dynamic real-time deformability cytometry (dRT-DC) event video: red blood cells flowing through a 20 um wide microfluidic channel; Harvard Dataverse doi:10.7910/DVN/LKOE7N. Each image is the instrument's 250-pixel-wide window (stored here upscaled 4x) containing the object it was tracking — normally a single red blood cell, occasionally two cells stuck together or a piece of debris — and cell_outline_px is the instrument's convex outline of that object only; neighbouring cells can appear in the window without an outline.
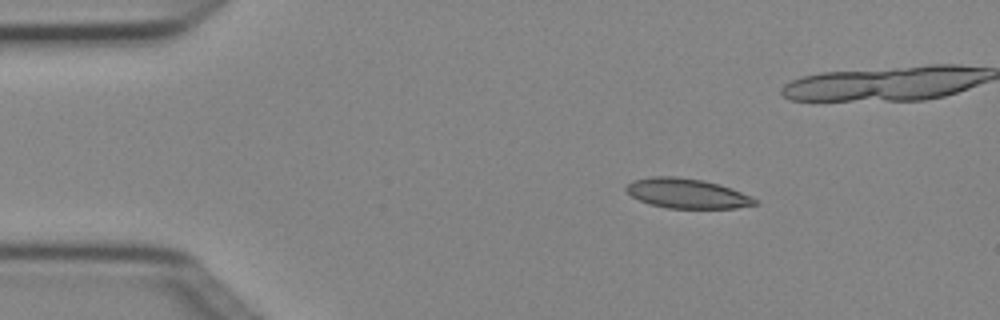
{"species": "Egyptian fruit bat (a non-hibernating species)", "species_latin": "Rousettus aegyptiacus", "temperature_condition": "cold", "stored_images_in_passage": 7, "camera_frame_rate_fps": 3000, "um_per_image_px": 0.085, "animal": {"sex": "female"}, "frame": {"image": 1, "passage_image": 2, "time_ms": 0.333, "image_size_px": [1000, 320], "cell_outline_px": [[760, 204], [736, 208], [668, 208], [648, 204], [632, 196], [624, 188], [632, 180], [652, 176], [676, 176], [704, 180], [720, 184], [732, 188], [752, 196]], "centroid_in_image_um": [58.41, 16.43], "position_along_channel_um": 26.6, "area_um2": 22.54}}
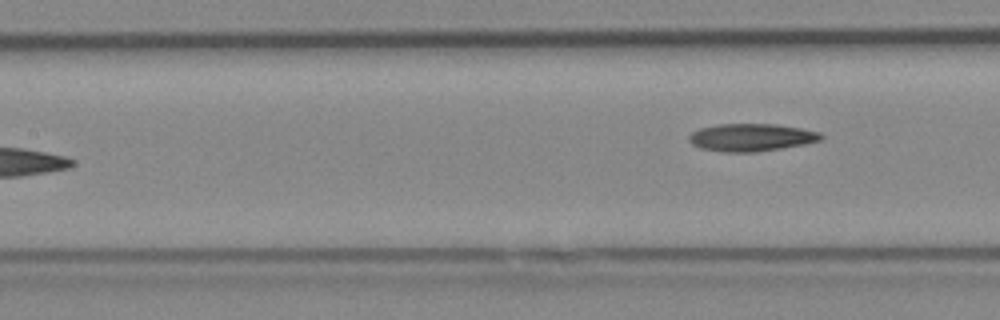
{"frame": {"image": 2, "passage_image": 7, "time_ms": 2.0, "image_size_px": [1000, 320], "cell_outline_px": [[824, 140], [804, 144], [756, 152], [724, 152], [700, 148], [692, 144], [688, 140], [688, 136], [692, 132], [700, 128], [720, 124], [776, 124], [800, 128], [820, 132], [824, 136]], "centroid_in_image_um": [63.87, 11.68], "position_along_channel_um": 143.5, "area_um2": 21.27}}